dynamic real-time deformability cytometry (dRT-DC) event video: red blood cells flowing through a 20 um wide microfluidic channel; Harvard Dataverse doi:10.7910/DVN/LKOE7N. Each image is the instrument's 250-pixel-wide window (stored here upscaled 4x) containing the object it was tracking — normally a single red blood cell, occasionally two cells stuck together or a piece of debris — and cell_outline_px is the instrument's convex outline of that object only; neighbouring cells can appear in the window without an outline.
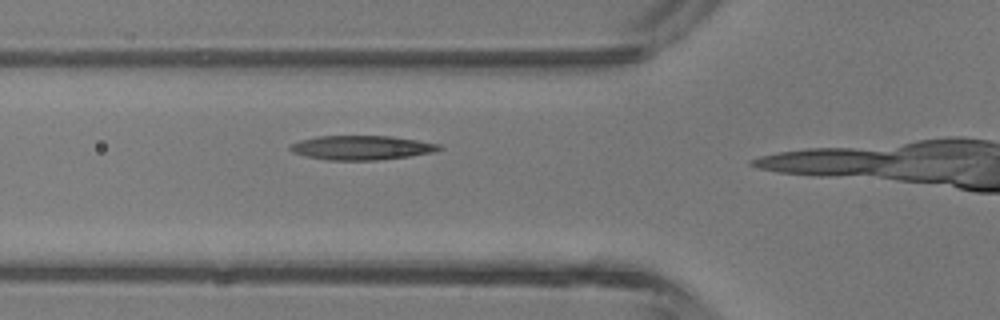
{"species": "common noctule bat (a hibernating species)", "species_latin": "Nyctalus noctula", "temperature_condition": "room temperature", "stored_images_in_passage": 6, "camera_frame_rate_fps": 3000, "um_per_image_px": 0.085, "animal": {"sex": "male", "body_mass_g": 13.3}, "frame": {"image": 1, "passage_image": 5, "time_ms": 4.667, "image_size_px": [1000, 320], "cell_outline_px": [[444, 148], [436, 152], [408, 156], [376, 160], [328, 160], [304, 156], [292, 152], [288, 148], [288, 144], [300, 140], [316, 136], [392, 136], [440, 144]], "centroid_in_image_um": [30.7, 12.55], "position_along_channel_um": 95.1, "area_um2": 21.21}}